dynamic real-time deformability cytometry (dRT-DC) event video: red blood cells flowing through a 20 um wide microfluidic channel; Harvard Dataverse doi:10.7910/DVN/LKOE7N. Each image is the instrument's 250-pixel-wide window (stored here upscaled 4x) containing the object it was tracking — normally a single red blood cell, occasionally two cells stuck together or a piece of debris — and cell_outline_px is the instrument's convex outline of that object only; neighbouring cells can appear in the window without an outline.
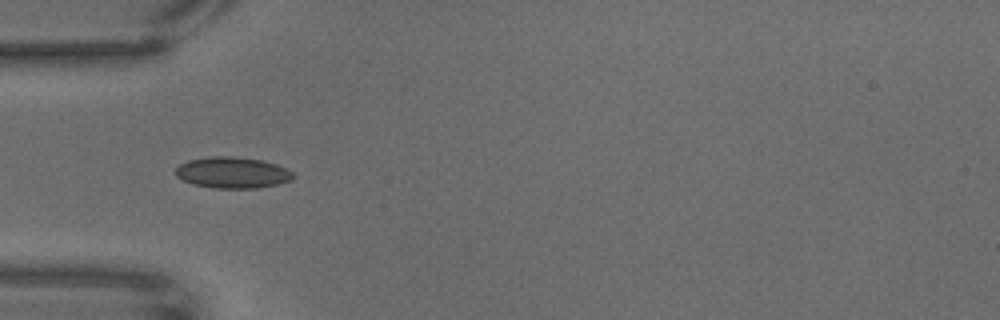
{"species": "common noctule bat (a hibernating species)", "species_latin": "Nyctalus noctula", "temperature_condition": "warm", "stored_images_in_passage": 47, "camera_frame_rate_fps": 3000, "um_per_image_px": 0.085, "animal": {"sex": "male", "body_mass_g": 18.8}, "frame": {"image": 1, "passage_image": 1, "time_ms": 0.0, "image_size_px": [1000, 320], "cell_outline_px": [[296, 176], [292, 180], [276, 184], [256, 188], [212, 188], [192, 184], [176, 176], [176, 168], [180, 164], [188, 160], [212, 156], [232, 156], [260, 160], [276, 164], [292, 172]], "centroid_in_image_um": [19.75, 14.67], "position_along_channel_um": 65.3, "area_um2": 21.27}}
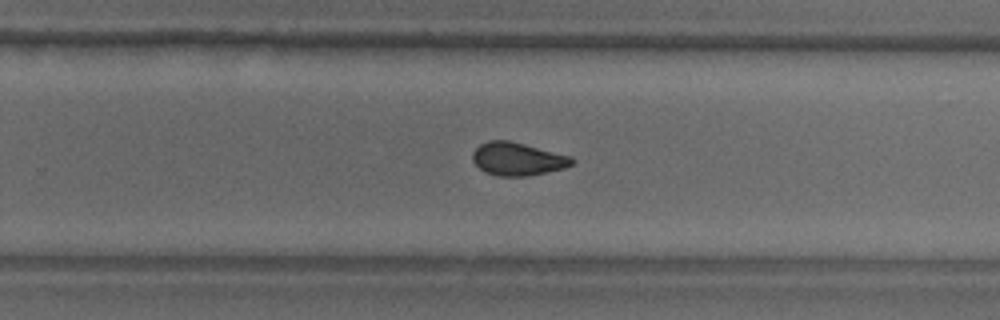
{"frame": {"image": 2, "passage_image": 23, "time_ms": 7.333, "image_size_px": [1000, 320], "cell_outline_px": [[576, 160], [572, 164], [564, 168], [528, 176], [496, 176], [484, 172], [472, 160], [472, 152], [480, 144], [488, 140], [508, 140], [572, 156]], "centroid_in_image_um": [43.99, 13.51], "position_along_channel_um": 285.8, "area_um2": 19.19}}
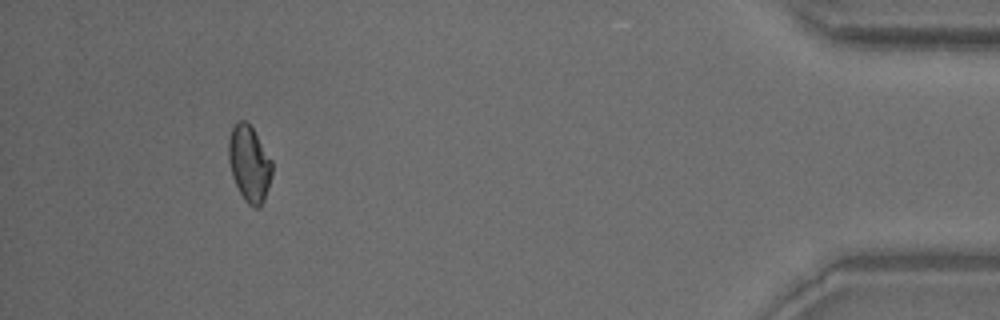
{"frame": {"image": 3, "passage_image": 42, "time_ms": 13.667, "image_size_px": [1000, 320], "cell_outline_px": [[272, 176], [264, 200], [260, 208], [256, 208], [248, 204], [244, 200], [232, 176], [228, 160], [228, 140], [232, 128], [240, 120], [248, 120], [272, 160]], "centroid_in_image_um": [21.19, 13.9], "position_along_channel_um": 414.0, "area_um2": 19.42}}